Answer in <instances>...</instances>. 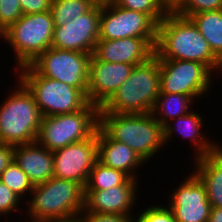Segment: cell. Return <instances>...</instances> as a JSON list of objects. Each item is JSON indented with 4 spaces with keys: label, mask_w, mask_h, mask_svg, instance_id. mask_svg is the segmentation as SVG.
<instances>
[{
    "label": "cell",
    "mask_w": 222,
    "mask_h": 222,
    "mask_svg": "<svg viewBox=\"0 0 222 222\" xmlns=\"http://www.w3.org/2000/svg\"><path fill=\"white\" fill-rule=\"evenodd\" d=\"M117 6L147 14L157 25L169 13L161 0H112Z\"/></svg>",
    "instance_id": "cell-27"
},
{
    "label": "cell",
    "mask_w": 222,
    "mask_h": 222,
    "mask_svg": "<svg viewBox=\"0 0 222 222\" xmlns=\"http://www.w3.org/2000/svg\"><path fill=\"white\" fill-rule=\"evenodd\" d=\"M0 180L25 202L29 199L34 187L27 174L14 160L2 172Z\"/></svg>",
    "instance_id": "cell-26"
},
{
    "label": "cell",
    "mask_w": 222,
    "mask_h": 222,
    "mask_svg": "<svg viewBox=\"0 0 222 222\" xmlns=\"http://www.w3.org/2000/svg\"><path fill=\"white\" fill-rule=\"evenodd\" d=\"M99 111L98 106L88 103L74 113L42 116L37 142L54 152L67 145L84 141L97 132Z\"/></svg>",
    "instance_id": "cell-8"
},
{
    "label": "cell",
    "mask_w": 222,
    "mask_h": 222,
    "mask_svg": "<svg viewBox=\"0 0 222 222\" xmlns=\"http://www.w3.org/2000/svg\"><path fill=\"white\" fill-rule=\"evenodd\" d=\"M5 220H6V222H9V219H8V220H7V219H4V221H5ZM24 221H25V222H30V219H28V220H25V219H24ZM0 222H1V221H0ZM10 222H11V221H10ZM15 222H16V221H15ZM18 222H19V221H18ZM22 222H23V221H22Z\"/></svg>",
    "instance_id": "cell-39"
},
{
    "label": "cell",
    "mask_w": 222,
    "mask_h": 222,
    "mask_svg": "<svg viewBox=\"0 0 222 222\" xmlns=\"http://www.w3.org/2000/svg\"><path fill=\"white\" fill-rule=\"evenodd\" d=\"M54 27L51 11H45L23 14L3 31L2 40L14 53L15 70L30 65L51 47Z\"/></svg>",
    "instance_id": "cell-6"
},
{
    "label": "cell",
    "mask_w": 222,
    "mask_h": 222,
    "mask_svg": "<svg viewBox=\"0 0 222 222\" xmlns=\"http://www.w3.org/2000/svg\"><path fill=\"white\" fill-rule=\"evenodd\" d=\"M21 203H25L17 194H15L8 186L0 180V219L3 217L12 219L13 212H20L23 208L19 207ZM4 215V216H3Z\"/></svg>",
    "instance_id": "cell-30"
},
{
    "label": "cell",
    "mask_w": 222,
    "mask_h": 222,
    "mask_svg": "<svg viewBox=\"0 0 222 222\" xmlns=\"http://www.w3.org/2000/svg\"><path fill=\"white\" fill-rule=\"evenodd\" d=\"M221 9L222 0H183L174 11L181 16L190 18L193 14Z\"/></svg>",
    "instance_id": "cell-29"
},
{
    "label": "cell",
    "mask_w": 222,
    "mask_h": 222,
    "mask_svg": "<svg viewBox=\"0 0 222 222\" xmlns=\"http://www.w3.org/2000/svg\"><path fill=\"white\" fill-rule=\"evenodd\" d=\"M101 3L63 26H55L51 47L93 54L99 40Z\"/></svg>",
    "instance_id": "cell-13"
},
{
    "label": "cell",
    "mask_w": 222,
    "mask_h": 222,
    "mask_svg": "<svg viewBox=\"0 0 222 222\" xmlns=\"http://www.w3.org/2000/svg\"><path fill=\"white\" fill-rule=\"evenodd\" d=\"M159 63L160 93L184 94L202 101L210 94L214 77H219L206 65L195 61L159 59Z\"/></svg>",
    "instance_id": "cell-9"
},
{
    "label": "cell",
    "mask_w": 222,
    "mask_h": 222,
    "mask_svg": "<svg viewBox=\"0 0 222 222\" xmlns=\"http://www.w3.org/2000/svg\"><path fill=\"white\" fill-rule=\"evenodd\" d=\"M190 18L209 43L212 52L222 61V9L200 12Z\"/></svg>",
    "instance_id": "cell-23"
},
{
    "label": "cell",
    "mask_w": 222,
    "mask_h": 222,
    "mask_svg": "<svg viewBox=\"0 0 222 222\" xmlns=\"http://www.w3.org/2000/svg\"><path fill=\"white\" fill-rule=\"evenodd\" d=\"M139 180L129 178L122 171L97 161L89 173L84 190H104L118 185H138Z\"/></svg>",
    "instance_id": "cell-24"
},
{
    "label": "cell",
    "mask_w": 222,
    "mask_h": 222,
    "mask_svg": "<svg viewBox=\"0 0 222 222\" xmlns=\"http://www.w3.org/2000/svg\"><path fill=\"white\" fill-rule=\"evenodd\" d=\"M154 55L158 59L199 62L222 77V61L212 52L196 24L175 11H169L157 25Z\"/></svg>",
    "instance_id": "cell-1"
},
{
    "label": "cell",
    "mask_w": 222,
    "mask_h": 222,
    "mask_svg": "<svg viewBox=\"0 0 222 222\" xmlns=\"http://www.w3.org/2000/svg\"><path fill=\"white\" fill-rule=\"evenodd\" d=\"M30 220H79L84 210V187L80 183L52 177L45 183L34 185L25 202ZM28 204V205H27Z\"/></svg>",
    "instance_id": "cell-3"
},
{
    "label": "cell",
    "mask_w": 222,
    "mask_h": 222,
    "mask_svg": "<svg viewBox=\"0 0 222 222\" xmlns=\"http://www.w3.org/2000/svg\"><path fill=\"white\" fill-rule=\"evenodd\" d=\"M192 162V172L204 184L211 207L222 208V144Z\"/></svg>",
    "instance_id": "cell-21"
},
{
    "label": "cell",
    "mask_w": 222,
    "mask_h": 222,
    "mask_svg": "<svg viewBox=\"0 0 222 222\" xmlns=\"http://www.w3.org/2000/svg\"><path fill=\"white\" fill-rule=\"evenodd\" d=\"M96 2L94 0H52L50 11L55 26H63L72 19L88 12Z\"/></svg>",
    "instance_id": "cell-25"
},
{
    "label": "cell",
    "mask_w": 222,
    "mask_h": 222,
    "mask_svg": "<svg viewBox=\"0 0 222 222\" xmlns=\"http://www.w3.org/2000/svg\"><path fill=\"white\" fill-rule=\"evenodd\" d=\"M208 222H222V208L212 207Z\"/></svg>",
    "instance_id": "cell-35"
},
{
    "label": "cell",
    "mask_w": 222,
    "mask_h": 222,
    "mask_svg": "<svg viewBox=\"0 0 222 222\" xmlns=\"http://www.w3.org/2000/svg\"><path fill=\"white\" fill-rule=\"evenodd\" d=\"M160 94V63L154 55L133 68L129 78L116 90L99 112L151 113Z\"/></svg>",
    "instance_id": "cell-5"
},
{
    "label": "cell",
    "mask_w": 222,
    "mask_h": 222,
    "mask_svg": "<svg viewBox=\"0 0 222 222\" xmlns=\"http://www.w3.org/2000/svg\"><path fill=\"white\" fill-rule=\"evenodd\" d=\"M133 64L98 60L93 54L89 63L87 99L101 108L129 78Z\"/></svg>",
    "instance_id": "cell-15"
},
{
    "label": "cell",
    "mask_w": 222,
    "mask_h": 222,
    "mask_svg": "<svg viewBox=\"0 0 222 222\" xmlns=\"http://www.w3.org/2000/svg\"><path fill=\"white\" fill-rule=\"evenodd\" d=\"M3 32L0 30V42H2Z\"/></svg>",
    "instance_id": "cell-40"
},
{
    "label": "cell",
    "mask_w": 222,
    "mask_h": 222,
    "mask_svg": "<svg viewBox=\"0 0 222 222\" xmlns=\"http://www.w3.org/2000/svg\"><path fill=\"white\" fill-rule=\"evenodd\" d=\"M30 222H78V220H30Z\"/></svg>",
    "instance_id": "cell-37"
},
{
    "label": "cell",
    "mask_w": 222,
    "mask_h": 222,
    "mask_svg": "<svg viewBox=\"0 0 222 222\" xmlns=\"http://www.w3.org/2000/svg\"><path fill=\"white\" fill-rule=\"evenodd\" d=\"M92 54L48 48L30 65L44 77L80 89L86 96Z\"/></svg>",
    "instance_id": "cell-11"
},
{
    "label": "cell",
    "mask_w": 222,
    "mask_h": 222,
    "mask_svg": "<svg viewBox=\"0 0 222 222\" xmlns=\"http://www.w3.org/2000/svg\"><path fill=\"white\" fill-rule=\"evenodd\" d=\"M196 103L191 96L184 94L160 93L151 113L164 127L173 119L189 113Z\"/></svg>",
    "instance_id": "cell-22"
},
{
    "label": "cell",
    "mask_w": 222,
    "mask_h": 222,
    "mask_svg": "<svg viewBox=\"0 0 222 222\" xmlns=\"http://www.w3.org/2000/svg\"><path fill=\"white\" fill-rule=\"evenodd\" d=\"M154 53L155 49L144 38L126 37L98 40L93 55L100 61L137 66L146 63Z\"/></svg>",
    "instance_id": "cell-18"
},
{
    "label": "cell",
    "mask_w": 222,
    "mask_h": 222,
    "mask_svg": "<svg viewBox=\"0 0 222 222\" xmlns=\"http://www.w3.org/2000/svg\"><path fill=\"white\" fill-rule=\"evenodd\" d=\"M15 72V78L33 95L42 116L74 113L89 103L80 89L41 76L31 65L23 66Z\"/></svg>",
    "instance_id": "cell-7"
},
{
    "label": "cell",
    "mask_w": 222,
    "mask_h": 222,
    "mask_svg": "<svg viewBox=\"0 0 222 222\" xmlns=\"http://www.w3.org/2000/svg\"><path fill=\"white\" fill-rule=\"evenodd\" d=\"M97 142L99 162L140 181L138 169L145 166V162L135 151L128 145L111 139L100 127L97 130Z\"/></svg>",
    "instance_id": "cell-19"
},
{
    "label": "cell",
    "mask_w": 222,
    "mask_h": 222,
    "mask_svg": "<svg viewBox=\"0 0 222 222\" xmlns=\"http://www.w3.org/2000/svg\"><path fill=\"white\" fill-rule=\"evenodd\" d=\"M23 15L19 0H0V30L3 32Z\"/></svg>",
    "instance_id": "cell-31"
},
{
    "label": "cell",
    "mask_w": 222,
    "mask_h": 222,
    "mask_svg": "<svg viewBox=\"0 0 222 222\" xmlns=\"http://www.w3.org/2000/svg\"><path fill=\"white\" fill-rule=\"evenodd\" d=\"M54 177L80 183L85 187L98 161L97 132L90 138L53 152Z\"/></svg>",
    "instance_id": "cell-14"
},
{
    "label": "cell",
    "mask_w": 222,
    "mask_h": 222,
    "mask_svg": "<svg viewBox=\"0 0 222 222\" xmlns=\"http://www.w3.org/2000/svg\"><path fill=\"white\" fill-rule=\"evenodd\" d=\"M194 110L173 119L163 127L165 150L166 145H170L168 143L173 142L172 139L174 136L177 138L181 136L184 141V138L188 142L191 141V148L194 150L191 154H194L191 160L208 155L221 145L220 140L219 142L213 138L210 140V136H206L208 134L203 131L204 126L206 127V121L203 120L204 114L196 110V108Z\"/></svg>",
    "instance_id": "cell-16"
},
{
    "label": "cell",
    "mask_w": 222,
    "mask_h": 222,
    "mask_svg": "<svg viewBox=\"0 0 222 222\" xmlns=\"http://www.w3.org/2000/svg\"><path fill=\"white\" fill-rule=\"evenodd\" d=\"M14 83L0 104V143L17 146L37 141L42 115L28 89Z\"/></svg>",
    "instance_id": "cell-4"
},
{
    "label": "cell",
    "mask_w": 222,
    "mask_h": 222,
    "mask_svg": "<svg viewBox=\"0 0 222 222\" xmlns=\"http://www.w3.org/2000/svg\"><path fill=\"white\" fill-rule=\"evenodd\" d=\"M96 3H105V2H110L112 0H94Z\"/></svg>",
    "instance_id": "cell-38"
},
{
    "label": "cell",
    "mask_w": 222,
    "mask_h": 222,
    "mask_svg": "<svg viewBox=\"0 0 222 222\" xmlns=\"http://www.w3.org/2000/svg\"><path fill=\"white\" fill-rule=\"evenodd\" d=\"M99 127L111 139L128 145L146 164L165 145L163 126L152 113L99 112Z\"/></svg>",
    "instance_id": "cell-2"
},
{
    "label": "cell",
    "mask_w": 222,
    "mask_h": 222,
    "mask_svg": "<svg viewBox=\"0 0 222 222\" xmlns=\"http://www.w3.org/2000/svg\"><path fill=\"white\" fill-rule=\"evenodd\" d=\"M144 38L154 49L157 24L145 13L121 8L113 1L101 3L99 40Z\"/></svg>",
    "instance_id": "cell-10"
},
{
    "label": "cell",
    "mask_w": 222,
    "mask_h": 222,
    "mask_svg": "<svg viewBox=\"0 0 222 222\" xmlns=\"http://www.w3.org/2000/svg\"><path fill=\"white\" fill-rule=\"evenodd\" d=\"M151 203V205H150ZM148 203L149 206L144 209H141V211H136L137 216L134 215L133 222H176V219L173 215L172 210L162 202L160 204L152 205V202ZM140 213V214H138Z\"/></svg>",
    "instance_id": "cell-28"
},
{
    "label": "cell",
    "mask_w": 222,
    "mask_h": 222,
    "mask_svg": "<svg viewBox=\"0 0 222 222\" xmlns=\"http://www.w3.org/2000/svg\"><path fill=\"white\" fill-rule=\"evenodd\" d=\"M134 216L82 212L78 222H133Z\"/></svg>",
    "instance_id": "cell-32"
},
{
    "label": "cell",
    "mask_w": 222,
    "mask_h": 222,
    "mask_svg": "<svg viewBox=\"0 0 222 222\" xmlns=\"http://www.w3.org/2000/svg\"><path fill=\"white\" fill-rule=\"evenodd\" d=\"M14 160V146L0 143V176Z\"/></svg>",
    "instance_id": "cell-34"
},
{
    "label": "cell",
    "mask_w": 222,
    "mask_h": 222,
    "mask_svg": "<svg viewBox=\"0 0 222 222\" xmlns=\"http://www.w3.org/2000/svg\"><path fill=\"white\" fill-rule=\"evenodd\" d=\"M14 161L27 174L33 186L54 177L53 152L37 141L14 146Z\"/></svg>",
    "instance_id": "cell-20"
},
{
    "label": "cell",
    "mask_w": 222,
    "mask_h": 222,
    "mask_svg": "<svg viewBox=\"0 0 222 222\" xmlns=\"http://www.w3.org/2000/svg\"><path fill=\"white\" fill-rule=\"evenodd\" d=\"M163 4L168 8L169 11H174L183 0H161Z\"/></svg>",
    "instance_id": "cell-36"
},
{
    "label": "cell",
    "mask_w": 222,
    "mask_h": 222,
    "mask_svg": "<svg viewBox=\"0 0 222 222\" xmlns=\"http://www.w3.org/2000/svg\"><path fill=\"white\" fill-rule=\"evenodd\" d=\"M23 14L50 11L52 0H19Z\"/></svg>",
    "instance_id": "cell-33"
},
{
    "label": "cell",
    "mask_w": 222,
    "mask_h": 222,
    "mask_svg": "<svg viewBox=\"0 0 222 222\" xmlns=\"http://www.w3.org/2000/svg\"><path fill=\"white\" fill-rule=\"evenodd\" d=\"M137 186L118 185L104 190H84L82 212L134 216L133 210L140 198Z\"/></svg>",
    "instance_id": "cell-17"
},
{
    "label": "cell",
    "mask_w": 222,
    "mask_h": 222,
    "mask_svg": "<svg viewBox=\"0 0 222 222\" xmlns=\"http://www.w3.org/2000/svg\"><path fill=\"white\" fill-rule=\"evenodd\" d=\"M165 204L172 210L176 222H208L211 204L204 184L191 171L174 188ZM173 192V193H172Z\"/></svg>",
    "instance_id": "cell-12"
}]
</instances>
